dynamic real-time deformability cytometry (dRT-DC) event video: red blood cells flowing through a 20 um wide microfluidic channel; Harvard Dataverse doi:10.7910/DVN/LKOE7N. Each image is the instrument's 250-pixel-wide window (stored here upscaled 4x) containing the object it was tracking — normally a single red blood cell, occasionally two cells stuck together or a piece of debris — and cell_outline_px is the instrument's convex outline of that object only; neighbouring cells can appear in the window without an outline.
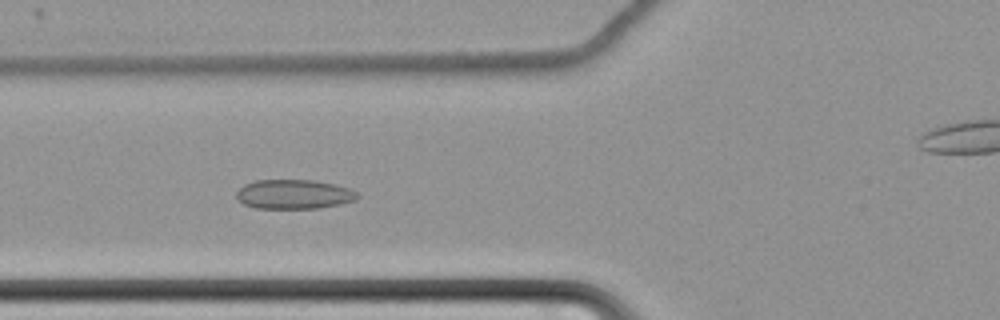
{"species": "common noctule bat (a hibernating species)", "species_latin": "Nyctalus noctula", "temperature_condition": "cold", "stored_images_in_passage": 66, "camera_frame_rate_fps": 3000, "um_per_image_px": 0.085, "animal": {"sex": "female", "body_mass_g": 22.7, "forearm_length_mm": 54.2}, "frame": {"image": 1, "passage_image": 28, "time_ms": 9.0, "image_size_px": [1000, 320], "cell_outline_px": [[360, 196], [356, 200], [340, 204], [316, 208], [256, 208], [244, 204], [236, 200], [236, 192], [244, 184], [256, 180], [312, 180], [336, 184], [348, 188], [356, 192]], "centroid_in_image_um": [24.97, 16.51], "position_along_channel_um": 100.8, "area_um2": 20.75}}
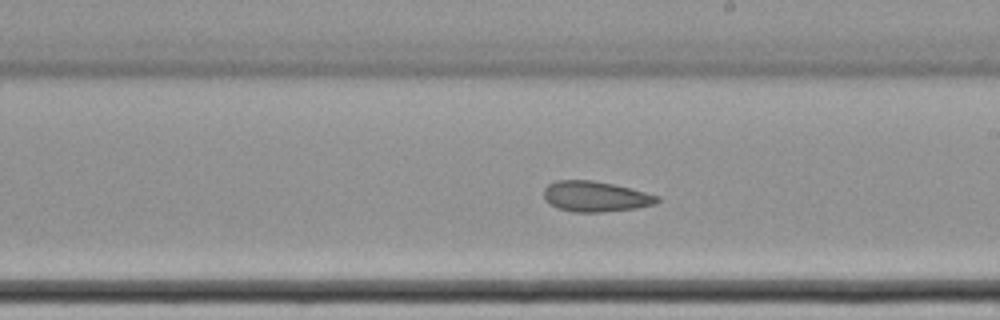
{"frame": {"image": 2, "passage_image": 40, "time_ms": 13.0, "image_size_px": [1000, 320], "cell_outline_px": [[660, 200], [656, 204], [636, 208], [600, 212], [572, 212], [560, 208], [544, 200], [544, 188], [548, 184], [556, 180], [592, 180], [612, 184], [660, 196]], "centroid_in_image_um": [50.61, 16.7], "position_along_channel_um": 238.4, "area_um2": 20.0}}
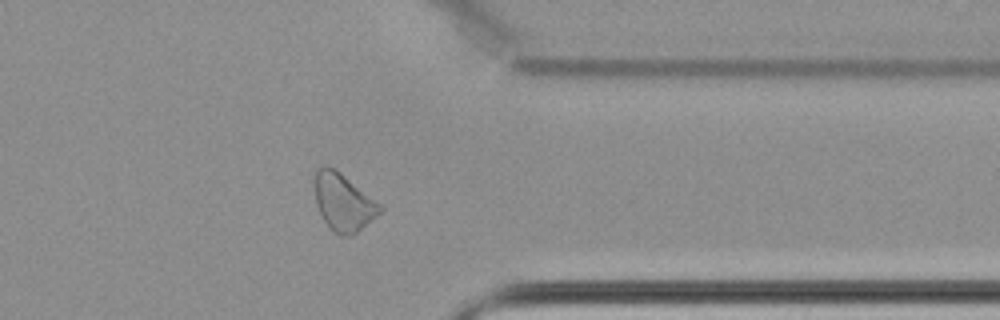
{"frame": {"image": 3, "passage_image": 53, "time_ms": 17.333, "image_size_px": [1000, 320], "cell_outline_px": [[384, 208], [376, 216], [352, 236], [340, 236], [320, 216], [316, 204], [312, 180], [316, 172], [324, 164], [328, 164], [340, 172], [384, 204]], "centroid_in_image_um": [29.18, 17.15], "position_along_channel_um": 382.2, "area_um2": 22.31}}